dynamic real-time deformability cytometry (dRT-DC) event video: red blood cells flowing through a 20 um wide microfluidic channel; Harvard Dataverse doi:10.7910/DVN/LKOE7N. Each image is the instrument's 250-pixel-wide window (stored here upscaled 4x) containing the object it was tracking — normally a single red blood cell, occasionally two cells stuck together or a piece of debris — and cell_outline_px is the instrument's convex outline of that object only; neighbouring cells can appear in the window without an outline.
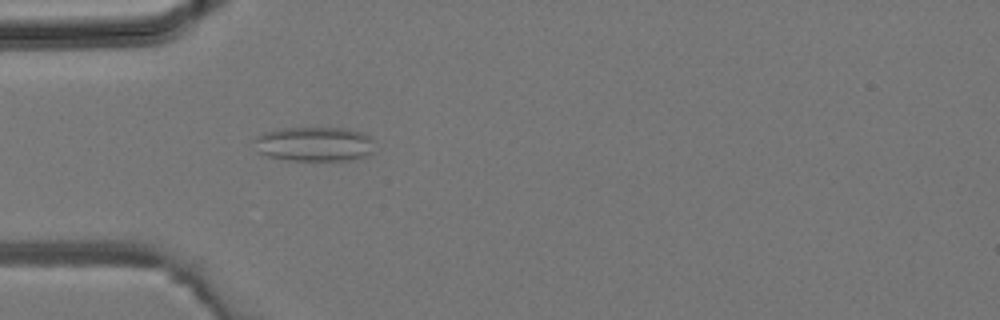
{"species": "common noctule bat (a hibernating species)", "species_latin": "Nyctalus noctula", "temperature_condition": "room temperature", "stored_images_in_passage": 4, "camera_frame_rate_fps": 3000, "um_per_image_px": 0.085, "animal": {"sex": "male", "body_mass_g": 19.2, "forearm_length_mm": 51.8}, "frame": {"image": 1, "passage_image": 4, "time_ms": 1.0, "image_size_px": [1000, 320], "cell_outline_px": [[372, 152], [368, 156], [352, 160], [288, 160], [268, 156], [260, 152], [252, 140], [256, 136], [264, 132], [280, 128], [344, 128], [360, 132], [368, 136], [372, 140]], "centroid_in_image_um": [26.7, 12.24], "position_along_channel_um": 58.3, "area_um2": 24.16}}